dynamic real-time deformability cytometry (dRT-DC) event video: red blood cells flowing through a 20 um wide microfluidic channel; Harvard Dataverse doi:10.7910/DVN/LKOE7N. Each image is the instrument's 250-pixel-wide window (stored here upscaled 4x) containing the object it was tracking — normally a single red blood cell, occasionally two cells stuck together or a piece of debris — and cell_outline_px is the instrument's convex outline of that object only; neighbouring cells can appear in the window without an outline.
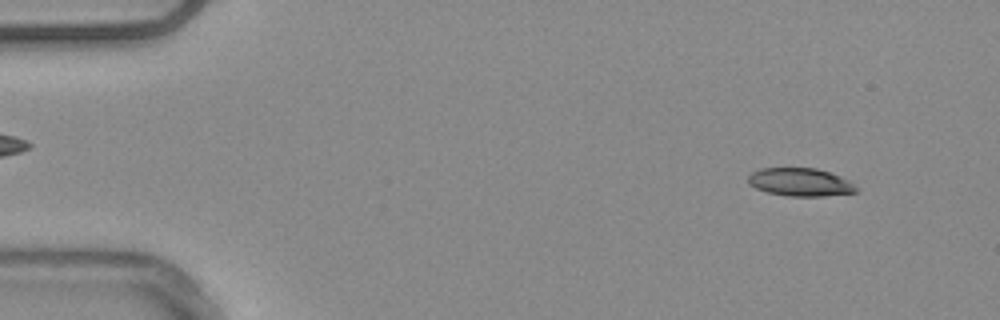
{"species": "common noctule bat (a hibernating species)", "species_latin": "Nyctalus noctula", "temperature_condition": "warm", "stored_images_in_passage": 51, "camera_frame_rate_fps": 3000, "um_per_image_px": 0.085, "animal": {"sex": "male", "body_mass_g": 20.4}, "frame": {"image": 1, "passage_image": 2, "time_ms": 0.333, "image_size_px": [1000, 320], "cell_outline_px": [[860, 188], [856, 192], [824, 196], [788, 196], [768, 192], [756, 188], [748, 184], [748, 176], [752, 172], [760, 168], [816, 168], [840, 176], [848, 180]], "centroid_in_image_um": [68.03, 15.48], "position_along_channel_um": 17.0, "area_um2": 17.69}}
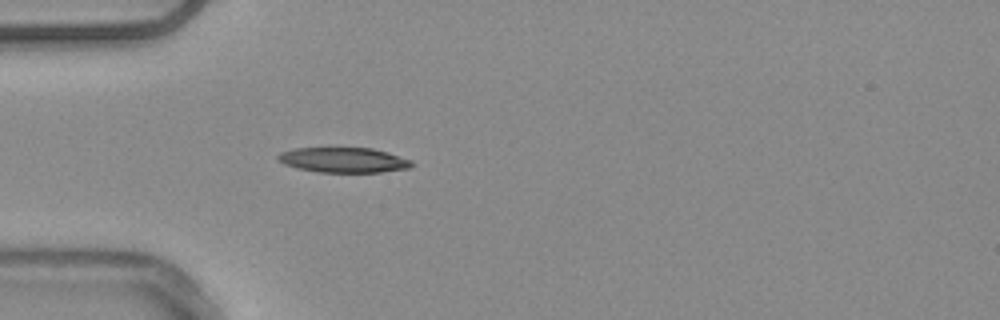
{"frame": {"image": 2, "passage_image": 13, "time_ms": 4.0, "image_size_px": [1000, 320], "cell_outline_px": [[416, 164], [408, 168], [380, 172], [316, 172], [296, 168], [284, 164], [276, 156], [280, 152], [296, 148], [372, 148], [388, 152], [412, 160]], "centroid_in_image_um": [29.22, 13.6], "position_along_channel_um": 55.8, "area_um2": 19.59}}
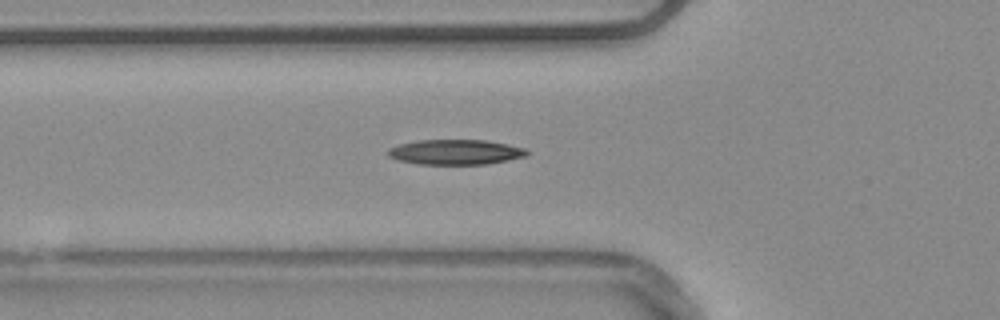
{"frame": {"image": 3, "passage_image": 16, "time_ms": 5.0, "image_size_px": [1000, 320], "cell_outline_px": [[528, 156], [488, 164], [416, 164], [396, 160], [388, 156], [388, 148], [400, 144], [420, 140], [484, 140], [508, 144], [524, 148], [528, 152]], "centroid_in_image_um": [38.71, 12.93], "position_along_channel_um": 87.1, "area_um2": 20.35}, "authors_computed_cell_mechanics": {"area_um2": 19.4208, "velocity_mm_per_s": 3.7848, "shape_relaxation_time_tau1_ms": 5.6956, "shape_relaxation_time_tau2_ms": 9.1301, "deformation_change_tau1": 0.1464, "deformation_change_tau2": 0.1946}}